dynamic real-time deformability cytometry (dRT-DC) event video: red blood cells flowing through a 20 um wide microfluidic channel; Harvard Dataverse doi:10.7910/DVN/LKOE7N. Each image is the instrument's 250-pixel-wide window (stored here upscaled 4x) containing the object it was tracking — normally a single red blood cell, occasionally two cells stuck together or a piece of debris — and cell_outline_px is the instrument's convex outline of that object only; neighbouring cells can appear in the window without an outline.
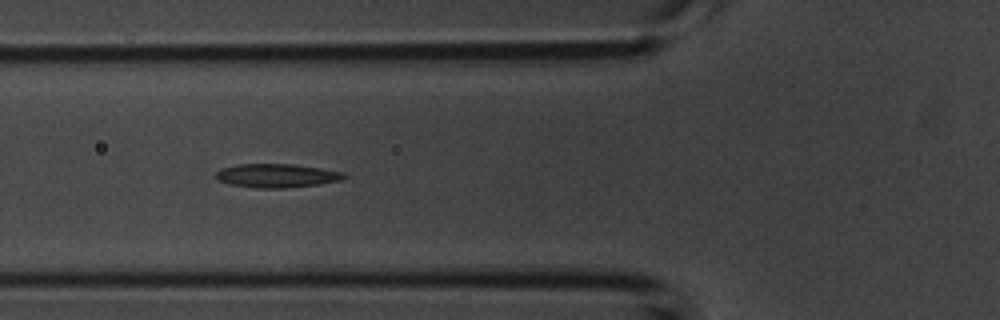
{"species": "common noctule bat (a hibernating species)", "species_latin": "Nyctalus noctula", "temperature_condition": "room temperature", "stored_images_in_passage": 40, "camera_frame_rate_fps": 3000, "um_per_image_px": 0.085, "animal": {"sex": "male", "body_mass_g": 20.1, "forearm_length_mm": 53.5}, "frame": {"image": 1, "passage_image": 6, "time_ms": 1.667, "image_size_px": [1000, 320], "cell_outline_px": [[348, 176], [340, 180], [320, 184], [284, 188], [256, 188], [228, 184], [216, 180], [216, 172], [220, 168], [236, 164], [292, 164], [320, 168], [344, 172]], "centroid_in_image_um": [23.49, 14.93], "position_along_channel_um": 102.3, "area_um2": 17.86}}
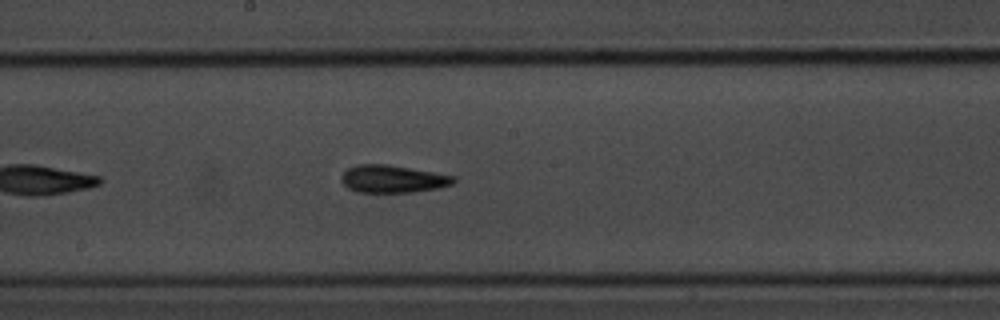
{"frame": {"image": 2, "passage_image": 15, "time_ms": 4.667, "image_size_px": [1000, 320], "cell_outline_px": [[456, 180], [452, 184], [440, 188], [416, 192], [360, 192], [348, 188], [340, 180], [340, 176], [348, 168], [356, 164], [388, 164], [456, 176]], "centroid_in_image_um": [33.39, 15.21], "position_along_channel_um": 214.8, "area_um2": 18.15}}
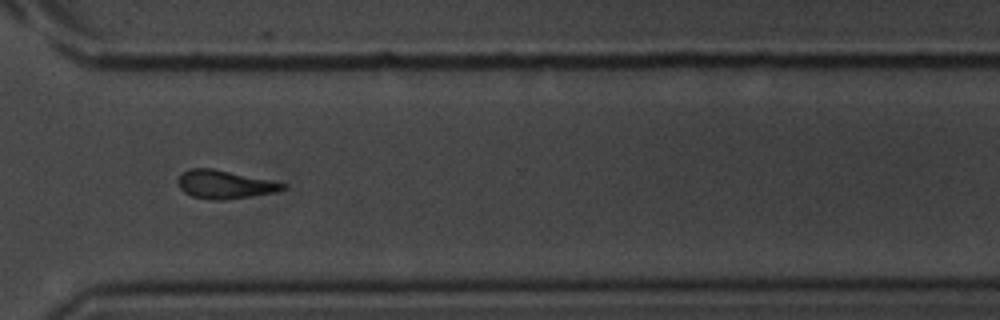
{"frame": {"image": 3, "passage_image": 26, "time_ms": 8.333, "image_size_px": [1000, 320], "cell_outline_px": [[288, 188], [276, 192], [224, 200], [212, 200], [192, 196], [184, 192], [180, 188], [180, 176], [188, 168], [212, 168], [288, 184]], "centroid_in_image_um": [19.13, 15.68], "position_along_channel_um": 351.5, "area_um2": 17.05}, "authors_computed_cell_mechanics": {"area_um2": 17.0221, "velocity_mm_per_s": 3.7393, "shape_relaxation_time_tau1_ms": 2.2815, "shape_relaxation_time_tau2_ms": 3.8411, "deformation_change_tau1": 0.1342, "deformation_change_tau2": 0.1324}}